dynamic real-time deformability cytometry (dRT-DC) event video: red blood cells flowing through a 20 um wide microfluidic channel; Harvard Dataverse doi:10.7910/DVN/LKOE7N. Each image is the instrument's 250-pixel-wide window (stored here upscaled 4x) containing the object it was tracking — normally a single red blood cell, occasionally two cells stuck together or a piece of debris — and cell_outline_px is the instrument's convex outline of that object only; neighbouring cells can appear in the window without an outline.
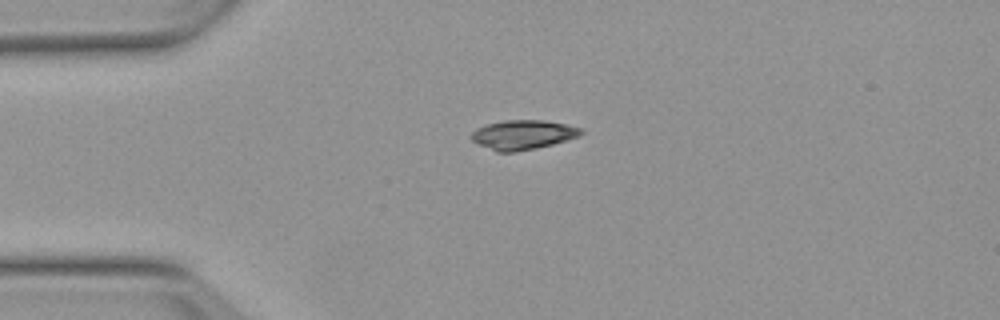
{"species": "Egyptian fruit bat (a non-hibernating species)", "species_latin": "Rousettus aegyptiacus", "temperature_condition": "warm", "stored_images_in_passage": 41, "camera_frame_rate_fps": 3000, "um_per_image_px": 0.085, "animal": {"sex": "female"}, "frame": {"image": 1, "passage_image": 1, "time_ms": 0.0, "image_size_px": [1000, 320], "cell_outline_px": [[584, 132], [576, 136], [552, 144], [536, 148], [516, 152], [496, 152], [472, 140], [472, 132], [476, 128], [488, 124], [504, 120], [544, 120], [564, 124], [580, 128]], "centroid_in_image_um": [44.41, 11.45], "position_along_channel_um": 40.6, "area_um2": 18.44}}
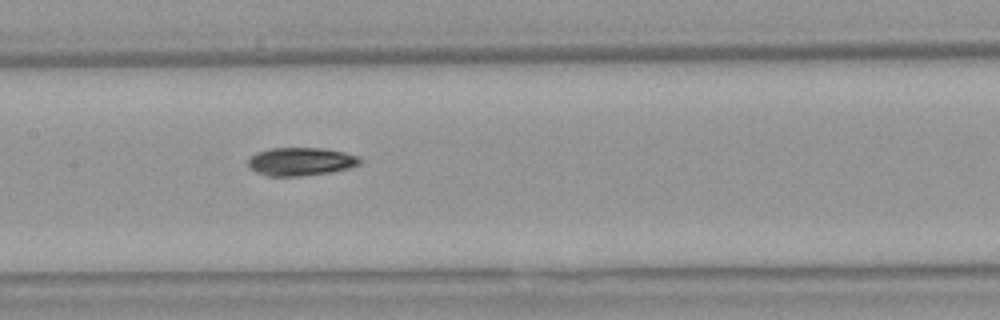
{"frame": {"image": 2, "passage_image": 14, "time_ms": 4.333, "image_size_px": [1000, 320], "cell_outline_px": [[364, 160], [360, 164], [348, 168], [332, 172], [296, 176], [268, 176], [256, 172], [248, 164], [248, 160], [256, 152], [268, 148], [324, 148], [344, 152], [360, 156]], "centroid_in_image_um": [25.61, 13.72], "position_along_channel_um": 181.8, "area_um2": 18.44}}
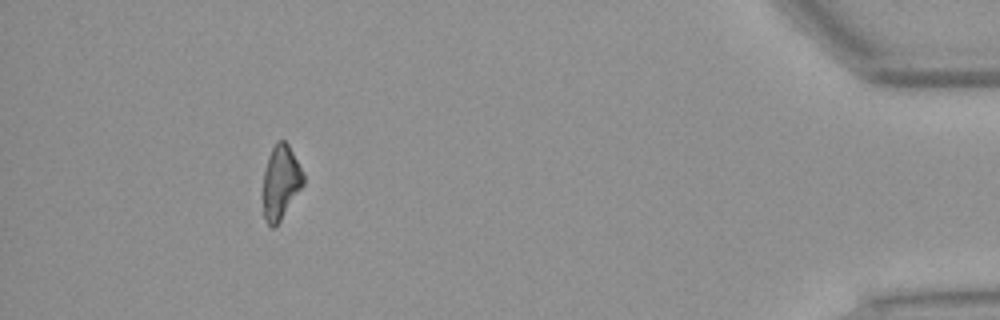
{"frame": {"image": 3, "passage_image": 37, "time_ms": 12.0, "image_size_px": [1000, 320], "cell_outline_px": [[304, 184], [280, 220], [272, 228], [268, 224], [264, 216], [264, 172], [268, 156], [276, 140], [284, 140], [288, 144], [304, 172]], "centroid_in_image_um": [23.88, 15.44], "position_along_channel_um": 411.3, "area_um2": 17.11}, "authors_computed_cell_mechanics": {"area_um2": 18.496, "velocity_mm_per_s": 3.8232, "shape_relaxation_time_tau1_ms": 6.2927, "shape_relaxation_time_tau2_ms": null, "deformation_change_tau1": 0.1459, "deformation_change_tau2": null}}